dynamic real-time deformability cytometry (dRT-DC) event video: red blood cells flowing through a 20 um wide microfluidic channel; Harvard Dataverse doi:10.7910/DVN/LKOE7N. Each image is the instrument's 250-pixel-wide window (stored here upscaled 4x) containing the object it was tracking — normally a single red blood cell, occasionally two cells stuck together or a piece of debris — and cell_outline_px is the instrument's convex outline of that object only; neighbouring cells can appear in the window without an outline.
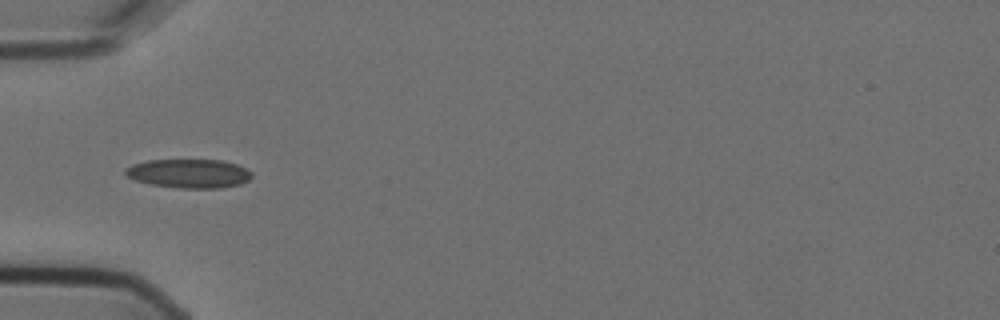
{"species": "Egyptian fruit bat (a non-hibernating species)", "species_latin": "Rousettus aegyptiacus", "temperature_condition": "cold", "stored_images_in_passage": 10, "camera_frame_rate_fps": 3000, "um_per_image_px": 0.085, "animal": {"sex": "female"}, "frame": {"image": 1, "passage_image": 1, "time_ms": 0.0, "image_size_px": [1000, 320], "cell_outline_px": [[252, 176], [248, 180], [240, 184], [220, 188], [180, 188], [152, 184], [136, 180], [124, 176], [124, 168], [132, 164], [148, 160], [220, 160], [236, 164], [252, 172]], "centroid_in_image_um": [16.03, 14.74], "position_along_channel_um": 69.0, "area_um2": 21.27}}
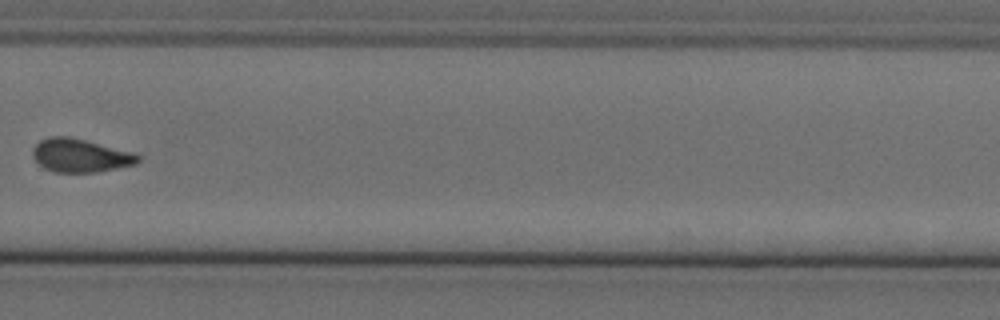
{"frame": {"image": 2, "passage_image": 7, "time_ms": 2.0, "image_size_px": [1000, 320], "cell_outline_px": [[140, 160], [136, 164], [96, 172], [56, 172], [44, 168], [32, 156], [32, 148], [40, 140], [48, 136], [68, 136], [132, 152], [140, 156]], "centroid_in_image_um": [6.79, 13.21], "position_along_channel_um": 323.0, "area_um2": 20.29}}
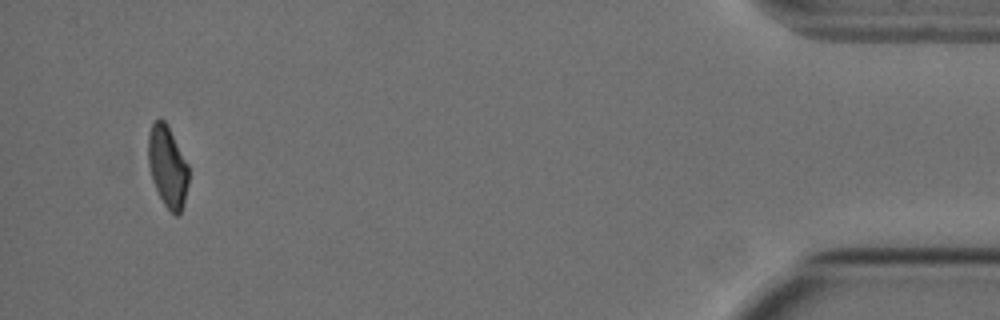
{"frame": {"image": 3, "passage_image": 10, "time_ms": 3.0, "image_size_px": [1000, 320], "cell_outline_px": [[188, 184], [184, 204], [180, 216], [176, 216], [164, 204], [152, 180], [148, 164], [148, 132], [152, 124], [160, 116], [164, 120], [188, 164]], "centroid_in_image_um": [14.24, 14.17], "position_along_channel_um": 421.0, "area_um2": 19.07}}